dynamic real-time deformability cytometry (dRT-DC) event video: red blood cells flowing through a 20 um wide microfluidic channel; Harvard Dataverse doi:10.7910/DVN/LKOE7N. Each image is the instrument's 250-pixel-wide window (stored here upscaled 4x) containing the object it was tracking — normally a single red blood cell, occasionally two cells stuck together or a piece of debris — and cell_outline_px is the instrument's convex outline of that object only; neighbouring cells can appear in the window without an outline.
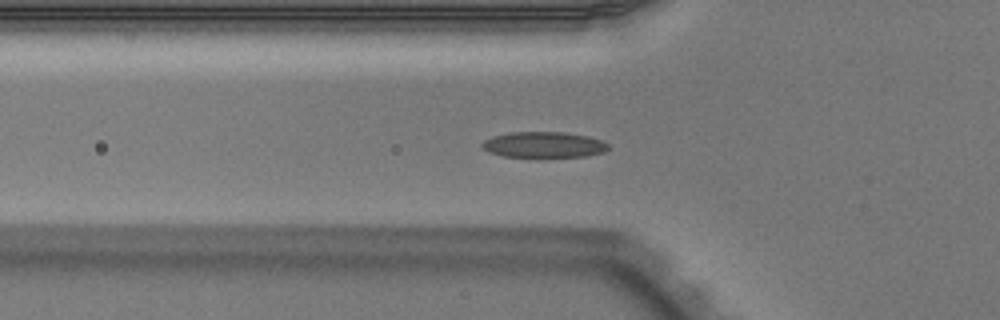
{"species": "Egyptian fruit bat (a non-hibernating species)", "species_latin": "Rousettus aegyptiacus", "temperature_condition": "warm", "stored_images_in_passage": 52, "camera_frame_rate_fps": 3000, "um_per_image_px": 0.085, "animal": {"sex": "male"}, "frame": {"image": 1, "passage_image": 18, "time_ms": 5.667, "image_size_px": [1000, 320], "cell_outline_px": [[608, 148], [604, 152], [588, 156], [504, 156], [488, 152], [480, 144], [484, 140], [492, 136], [512, 132], [564, 132], [588, 136], [600, 140], [608, 144]], "centroid_in_image_um": [46.21, 12.29], "position_along_channel_um": 79.6, "area_um2": 18.73}}
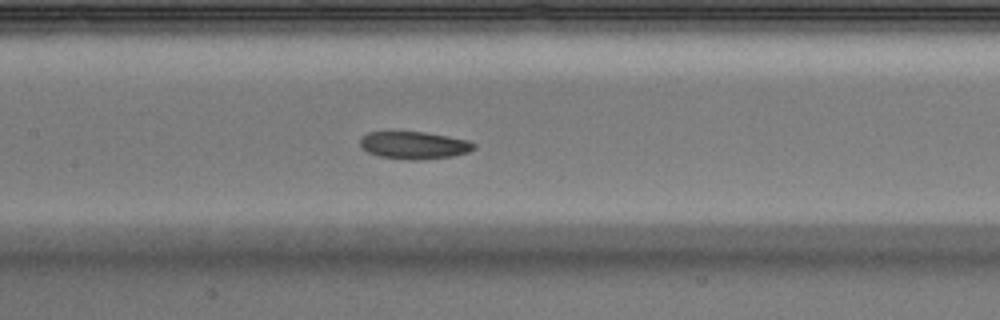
{"frame": {"image": 2, "passage_image": 25, "time_ms": 8.0, "image_size_px": [1000, 320], "cell_outline_px": [[476, 148], [468, 152], [452, 156], [420, 160], [408, 160], [380, 156], [368, 152], [360, 148], [360, 140], [368, 132], [424, 132], [448, 136], [468, 140], [476, 144]], "centroid_in_image_um": [35.21, 12.35], "position_along_channel_um": 172.2, "area_um2": 18.21}}
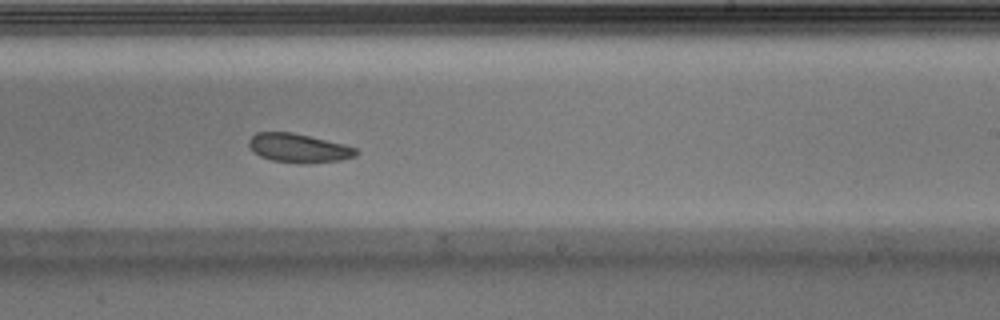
{"frame": {"image": 3, "passage_image": 32, "time_ms": 10.333, "image_size_px": [1000, 320], "cell_outline_px": [[360, 152], [356, 156], [340, 160], [272, 160], [260, 156], [252, 152], [248, 144], [248, 140], [256, 132], [292, 132], [344, 144], [356, 148]], "centroid_in_image_um": [25.34, 12.52], "position_along_channel_um": 263.7, "area_um2": 17.17}}